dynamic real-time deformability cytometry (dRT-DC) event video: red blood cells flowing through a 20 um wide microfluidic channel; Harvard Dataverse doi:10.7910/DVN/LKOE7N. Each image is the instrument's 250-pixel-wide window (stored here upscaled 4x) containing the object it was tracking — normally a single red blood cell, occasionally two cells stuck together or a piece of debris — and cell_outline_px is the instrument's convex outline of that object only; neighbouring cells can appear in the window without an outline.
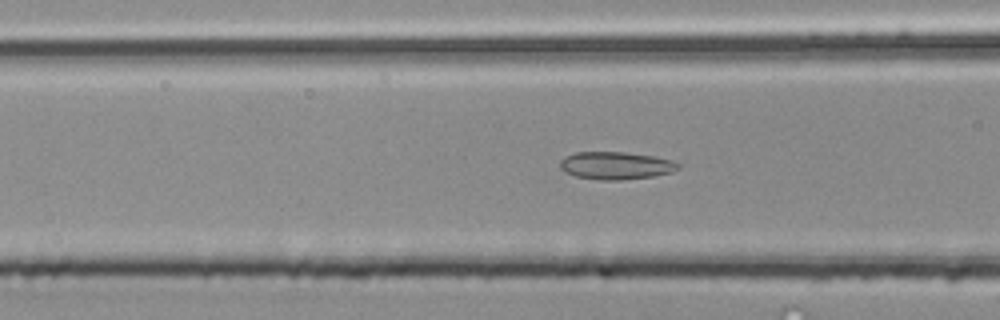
{"species": "common noctule bat (a hibernating species)", "species_latin": "Nyctalus noctula", "temperature_condition": "room temperature", "stored_images_in_passage": 30, "camera_frame_rate_fps": 3000, "um_per_image_px": 0.085, "animal": {"sex": "male", "body_mass_g": 20.4}, "frame": {"image": 1, "passage_image": 10, "time_ms": 3.0, "image_size_px": [1000, 320], "cell_outline_px": [[684, 164], [680, 168], [672, 172], [652, 176], [620, 180], [600, 180], [576, 176], [564, 172], [560, 168], [560, 160], [564, 156], [576, 152], [624, 152], [652, 156], [672, 160]], "centroid_in_image_um": [52.36, 14.07], "position_along_channel_um": 114.2, "area_um2": 19.13}}
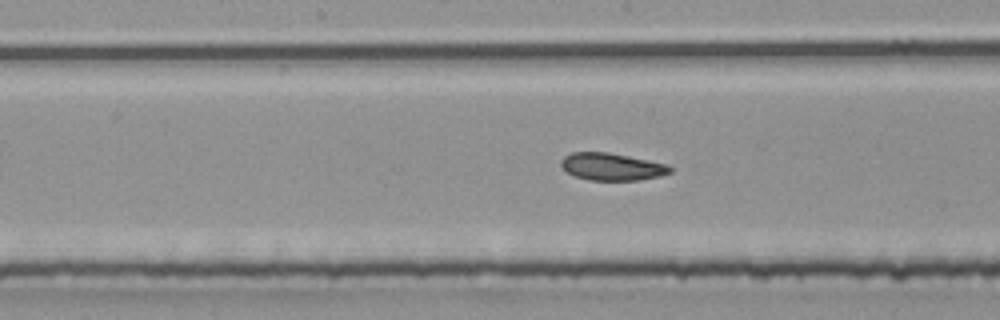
{"frame": {"image": 2, "passage_image": 16, "time_ms": 5.0, "image_size_px": [1000, 320], "cell_outline_px": [[672, 172], [660, 176], [640, 180], [588, 180], [576, 176], [568, 172], [560, 164], [560, 160], [564, 156], [572, 152], [608, 152], [668, 164], [672, 168]], "centroid_in_image_um": [52.02, 14.17], "position_along_channel_um": 196.2, "area_um2": 17.34}}
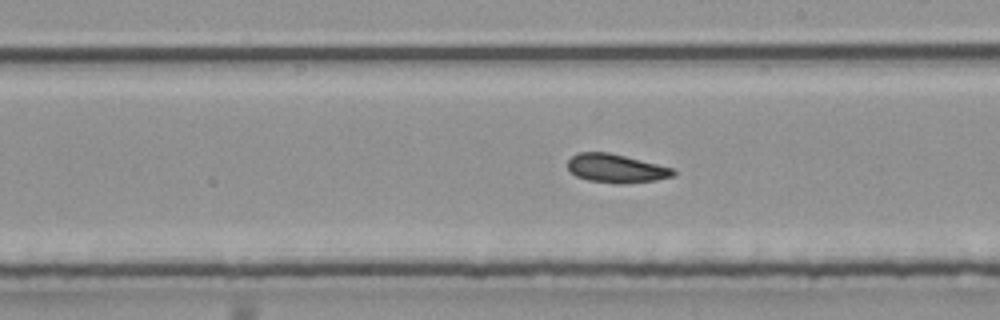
{"frame": {"image": 3, "passage_image": 19, "time_ms": 6.0, "image_size_px": [1000, 320], "cell_outline_px": [[676, 172], [672, 176], [656, 180], [620, 184], [588, 180], [576, 176], [568, 168], [568, 160], [576, 152], [608, 152], [672, 168]], "centroid_in_image_um": [52.33, 14.31], "position_along_channel_um": 236.7, "area_um2": 17.34}}